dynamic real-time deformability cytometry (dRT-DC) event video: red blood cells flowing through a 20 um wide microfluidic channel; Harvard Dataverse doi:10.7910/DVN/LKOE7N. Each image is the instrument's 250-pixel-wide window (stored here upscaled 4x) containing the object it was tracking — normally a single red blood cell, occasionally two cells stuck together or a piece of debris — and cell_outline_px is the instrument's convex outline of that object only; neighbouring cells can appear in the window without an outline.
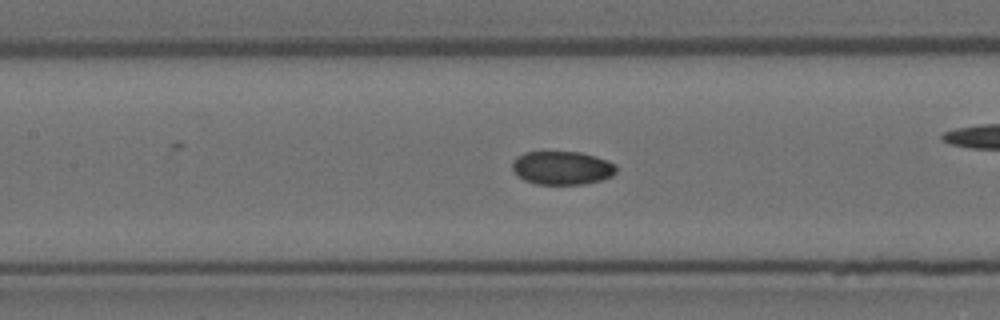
{"species": "Egyptian fruit bat (a non-hibernating species)", "species_latin": "Rousettus aegyptiacus", "temperature_condition": "room temperature", "stored_images_in_passage": 55, "camera_frame_rate_fps": 3000, "um_per_image_px": 0.085, "animal": {"sex": "female"}, "frame": {"image": 1, "passage_image": 24, "time_ms": 7.667, "image_size_px": [1000, 320], "cell_outline_px": [[616, 172], [612, 176], [600, 180], [584, 184], [536, 184], [524, 180], [512, 168], [512, 164], [516, 156], [524, 152], [580, 152], [596, 156], [608, 160], [616, 164]], "centroid_in_image_um": [47.8, 14.26], "position_along_channel_um": 159.6, "area_um2": 20.29}, "authors_computed_cell_mechanics": {"area_um2": 20.23, "velocity_mm_per_s": 3.7168, "shape_relaxation_time_tau1_ms": 8.8902, "shape_relaxation_time_tau2_ms": 1.8523, "deformation_change_tau1": 0.1981, "deformation_change_tau2": 0.0296}}